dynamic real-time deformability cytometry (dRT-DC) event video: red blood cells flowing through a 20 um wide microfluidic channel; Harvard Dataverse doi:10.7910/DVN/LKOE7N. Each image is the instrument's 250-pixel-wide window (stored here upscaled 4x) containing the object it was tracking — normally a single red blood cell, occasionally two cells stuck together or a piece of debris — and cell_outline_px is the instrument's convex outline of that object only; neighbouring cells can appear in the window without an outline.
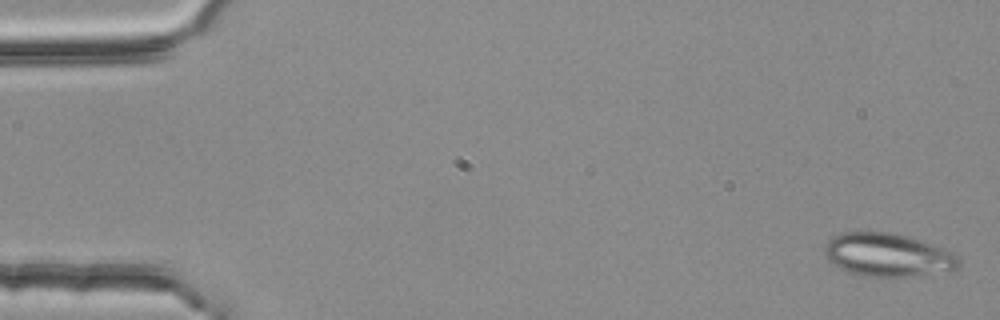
{"species": "common noctule bat (a hibernating species)", "species_latin": "Nyctalus noctula", "temperature_condition": "room temperature", "stored_images_in_passage": 4, "camera_frame_rate_fps": 3000, "um_per_image_px": 0.085, "animal": {"sex": "female", "body_mass_g": 25.1}, "frame": {"image": 1, "passage_image": 1, "time_ms": 0.0, "image_size_px": [1000, 320], "cell_outline_px": [[960, 264], [956, 268], [908, 276], [860, 276], [848, 272], [832, 264], [824, 256], [824, 248], [828, 240], [832, 236], [844, 232], [888, 232], [908, 236], [952, 252], [960, 260]], "centroid_in_image_um": [75.36, 21.65], "position_along_channel_um": 9.6, "area_um2": 33.35}}